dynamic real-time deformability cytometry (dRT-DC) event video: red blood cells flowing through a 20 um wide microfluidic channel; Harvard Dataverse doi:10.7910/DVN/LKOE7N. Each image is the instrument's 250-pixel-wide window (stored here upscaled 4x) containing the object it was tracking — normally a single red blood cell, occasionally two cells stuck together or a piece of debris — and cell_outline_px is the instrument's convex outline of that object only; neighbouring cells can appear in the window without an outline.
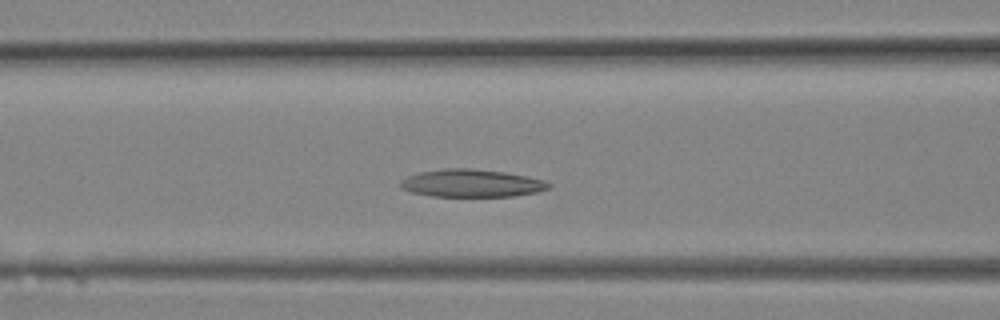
{"species": "Egyptian fruit bat (a non-hibernating species)", "species_latin": "Rousettus aegyptiacus", "temperature_condition": "room temperature", "stored_images_in_passage": 9, "camera_frame_rate_fps": 3000, "um_per_image_px": 0.085, "animal": {"sex": "female"}, "frame": {"image": 1, "passage_image": 7, "time_ms": 2.0, "image_size_px": [1000, 320], "cell_outline_px": [[552, 184], [548, 188], [536, 192], [512, 196], [432, 196], [412, 192], [400, 188], [400, 180], [416, 172], [444, 168], [472, 168], [504, 172], [544, 180]], "centroid_in_image_um": [40.03, 15.56], "position_along_channel_um": 126.6, "area_um2": 23.87}}
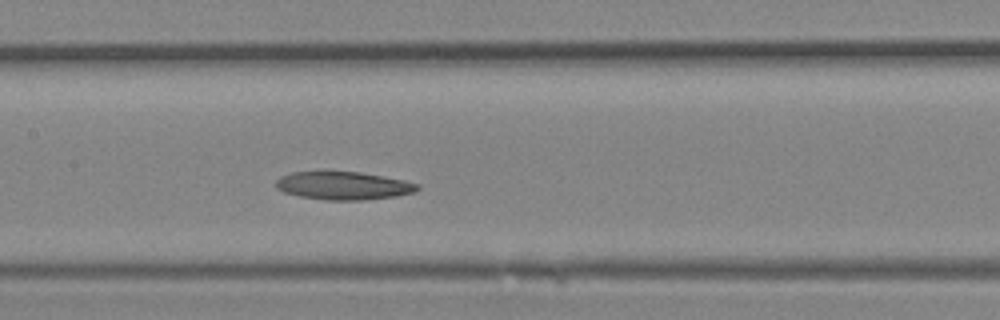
{"frame": {"image": 2, "passage_image": 9, "time_ms": 2.667, "image_size_px": [1000, 320], "cell_outline_px": [[420, 188], [416, 192], [396, 196], [364, 200], [328, 200], [300, 196], [284, 192], [276, 188], [276, 180], [280, 176], [292, 172], [360, 172], [384, 176], [404, 180], [420, 184]], "centroid_in_image_um": [29.23, 15.78], "position_along_channel_um": 178.2, "area_um2": 23.12}}